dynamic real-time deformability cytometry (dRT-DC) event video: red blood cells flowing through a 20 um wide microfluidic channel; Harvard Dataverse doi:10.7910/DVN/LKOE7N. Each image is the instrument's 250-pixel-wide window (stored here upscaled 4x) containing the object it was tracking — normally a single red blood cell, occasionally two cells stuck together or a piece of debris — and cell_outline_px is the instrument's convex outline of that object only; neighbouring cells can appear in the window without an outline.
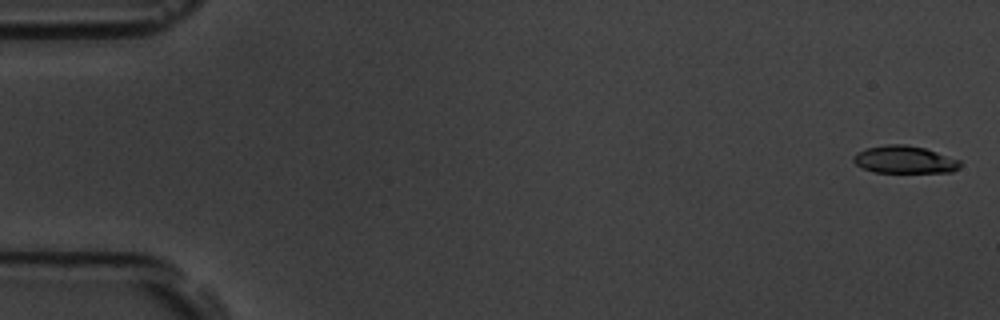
{"species": "common noctule bat (a hibernating species)", "species_latin": "Nyctalus noctula", "temperature_condition": "room temperature", "stored_images_in_passage": 6, "camera_frame_rate_fps": 3000, "um_per_image_px": 0.085, "animal": {"sex": "male", "body_mass_g": 19.5, "forearm_length_mm": 54.6}, "frame": {"image": 1, "passage_image": 1, "time_ms": 0.0, "image_size_px": [1000, 320], "cell_outline_px": [[960, 168], [952, 172], [872, 172], [856, 164], [852, 160], [852, 156], [856, 152], [864, 148], [884, 144], [904, 144], [924, 148], [960, 160]], "centroid_in_image_um": [76.84, 13.56], "position_along_channel_um": 8.2, "area_um2": 17.17}}
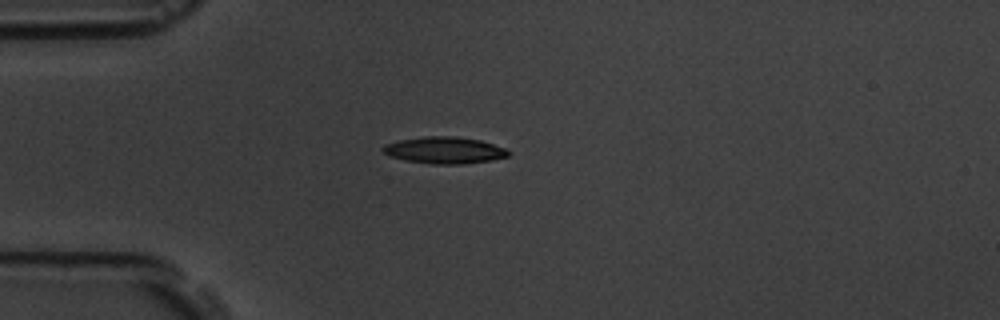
{"frame": {"image": 2, "passage_image": 5, "time_ms": 4.667, "image_size_px": [1000, 320], "cell_outline_px": [[512, 152], [508, 156], [492, 160], [464, 164], [432, 164], [404, 160], [388, 156], [380, 148], [384, 144], [400, 140], [424, 136], [456, 136], [480, 140], [504, 148]], "centroid_in_image_um": [37.76, 12.77], "position_along_channel_um": 47.2, "area_um2": 19.65}}